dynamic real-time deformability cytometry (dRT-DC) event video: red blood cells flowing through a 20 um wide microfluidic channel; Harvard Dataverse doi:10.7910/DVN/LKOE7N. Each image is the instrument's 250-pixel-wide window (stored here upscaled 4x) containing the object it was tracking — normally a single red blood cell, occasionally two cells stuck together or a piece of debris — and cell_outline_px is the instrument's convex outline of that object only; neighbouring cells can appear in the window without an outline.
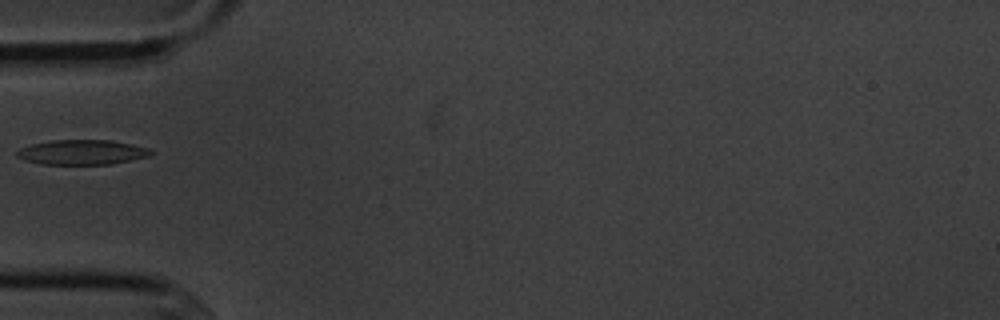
{"species": "common noctule bat (a hibernating species)", "species_latin": "Nyctalus noctula", "temperature_condition": "cold", "stored_images_in_passage": 2, "camera_frame_rate_fps": 3000, "um_per_image_px": 0.085, "animal": {"sex": "male", "body_mass_g": 20.1, "forearm_length_mm": 53.5}, "frame": {"image": 1, "passage_image": 1, "time_ms": 0.0, "image_size_px": [1000, 320], "cell_outline_px": [[152, 152], [148, 156], [112, 164], [40, 164], [24, 160], [16, 156], [16, 152], [20, 148], [32, 144], [52, 140], [108, 140], [132, 144], [148, 148]], "centroid_in_image_um": [6.93, 12.94], "position_along_channel_um": 78.1, "area_um2": 19.25}}
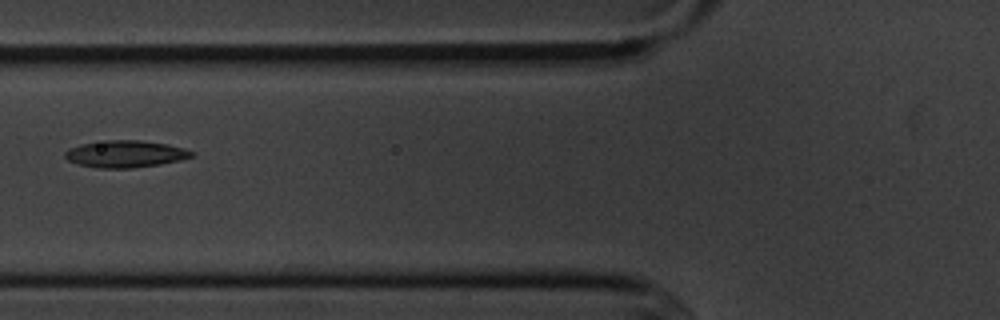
{"frame": {"image": 2, "passage_image": 2, "time_ms": 1.0, "image_size_px": [1000, 320], "cell_outline_px": [[196, 156], [180, 160], [160, 164], [132, 168], [96, 168], [76, 164], [68, 160], [64, 156], [64, 152], [68, 148], [80, 144], [108, 140], [140, 140], [168, 144], [184, 148], [196, 152]], "centroid_in_image_um": [10.67, 13.09], "position_along_channel_um": 115.1, "area_um2": 20.17}}